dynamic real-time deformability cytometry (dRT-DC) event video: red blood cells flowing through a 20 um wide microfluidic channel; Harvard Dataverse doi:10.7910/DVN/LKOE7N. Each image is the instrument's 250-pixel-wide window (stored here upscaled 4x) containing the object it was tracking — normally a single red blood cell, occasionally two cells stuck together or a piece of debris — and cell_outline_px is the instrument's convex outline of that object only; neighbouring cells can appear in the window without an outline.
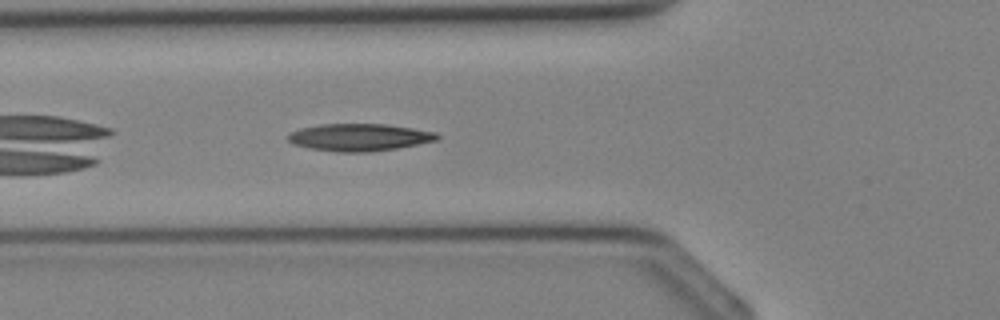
{"species": "Egyptian fruit bat (a non-hibernating species)", "species_latin": "Rousettus aegyptiacus", "temperature_condition": "cold", "stored_images_in_passage": 25, "camera_frame_rate_fps": 3000, "um_per_image_px": 0.085, "animal": {"sex": "female"}, "frame": {"image": 1, "passage_image": 3, "time_ms": 0.667, "image_size_px": [1000, 320], "cell_outline_px": [[440, 136], [436, 140], [396, 148], [368, 152], [340, 152], [312, 148], [292, 144], [288, 140], [288, 136], [292, 132], [300, 128], [320, 124], [388, 124], [436, 132]], "centroid_in_image_um": [30.54, 11.66], "position_along_channel_um": 95.3, "area_um2": 23.47}}
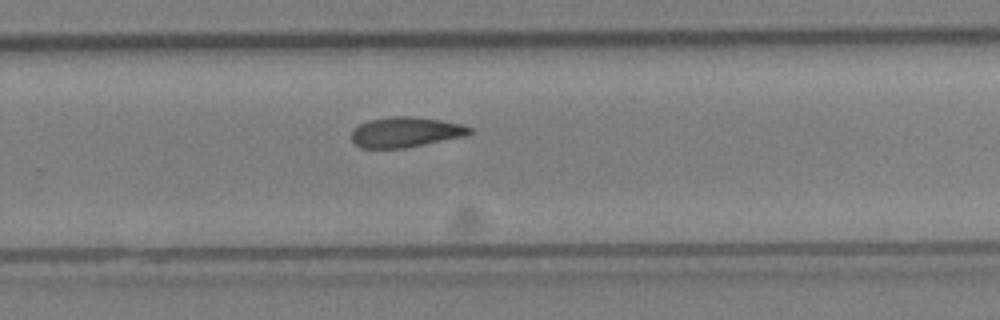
{"frame": {"image": 2, "passage_image": 13, "time_ms": 4.0, "image_size_px": [1000, 320], "cell_outline_px": [[472, 132], [464, 136], [404, 148], [360, 148], [352, 140], [352, 132], [360, 124], [368, 120], [392, 116], [412, 116], [440, 120], [460, 124], [472, 128]], "centroid_in_image_um": [34.46, 11.23], "position_along_channel_um": 295.3, "area_um2": 20.58}}
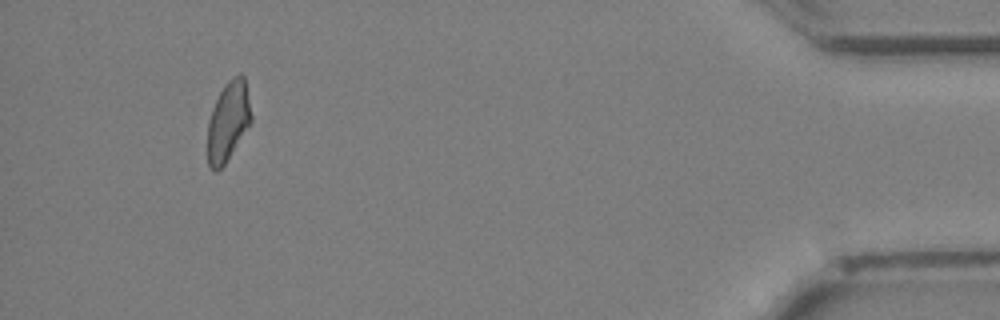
{"frame": {"image": 3, "passage_image": 23, "time_ms": 7.333, "image_size_px": [1000, 320], "cell_outline_px": [[252, 120], [224, 164], [216, 172], [208, 164], [208, 120], [212, 108], [224, 84], [232, 76], [240, 72], [244, 76], [252, 116]], "centroid_in_image_um": [19.39, 10.25], "position_along_channel_um": 415.8, "area_um2": 19.94}}